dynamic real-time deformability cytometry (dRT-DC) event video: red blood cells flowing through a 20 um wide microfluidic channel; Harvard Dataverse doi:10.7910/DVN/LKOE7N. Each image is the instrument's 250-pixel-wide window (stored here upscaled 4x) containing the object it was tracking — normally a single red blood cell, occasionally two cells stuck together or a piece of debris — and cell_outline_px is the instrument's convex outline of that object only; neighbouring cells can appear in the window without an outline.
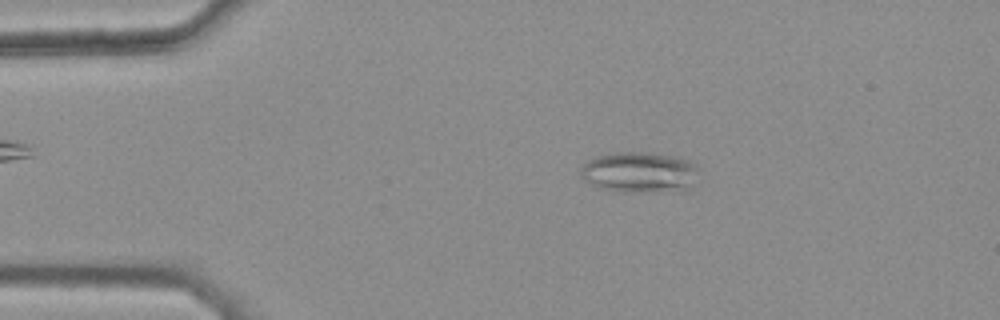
{"species": "common noctule bat (a hibernating species)", "species_latin": "Nyctalus noctula", "temperature_condition": "warm", "stored_images_in_passage": 45, "camera_frame_rate_fps": 3000, "um_per_image_px": 0.085, "animal": {"sex": "female", "body_mass_g": 25.1}, "frame": {"image": 1, "passage_image": 9, "time_ms": 2.667, "image_size_px": [1000, 320], "cell_outline_px": [[696, 168], [692, 184], [684, 192], [620, 192], [600, 188], [588, 184], [580, 176], [580, 168], [588, 160], [596, 156], [612, 152], [644, 152], [680, 156], [696, 164]], "centroid_in_image_um": [54.32, 14.65], "position_along_channel_um": 30.7, "area_um2": 28.61}}
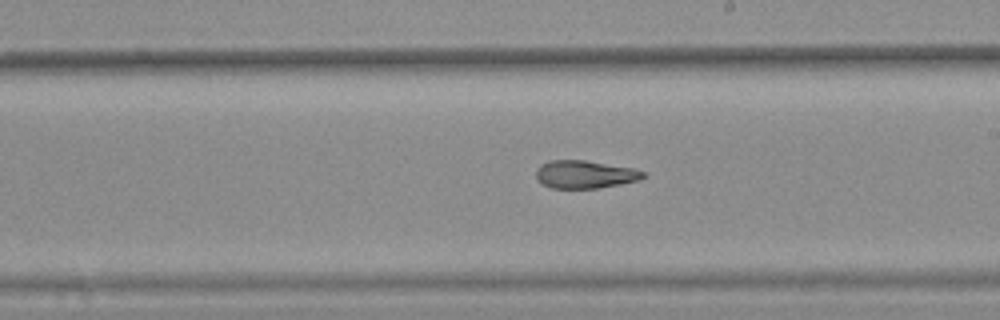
{"frame": {"image": 2, "passage_image": 29, "time_ms": 9.333, "image_size_px": [1000, 320], "cell_outline_px": [[648, 176], [640, 180], [620, 184], [596, 188], [552, 188], [536, 180], [536, 168], [540, 164], [548, 160], [584, 160], [636, 168], [648, 172]], "centroid_in_image_um": [49.76, 14.81], "position_along_channel_um": 239.2, "area_um2": 17.74}}
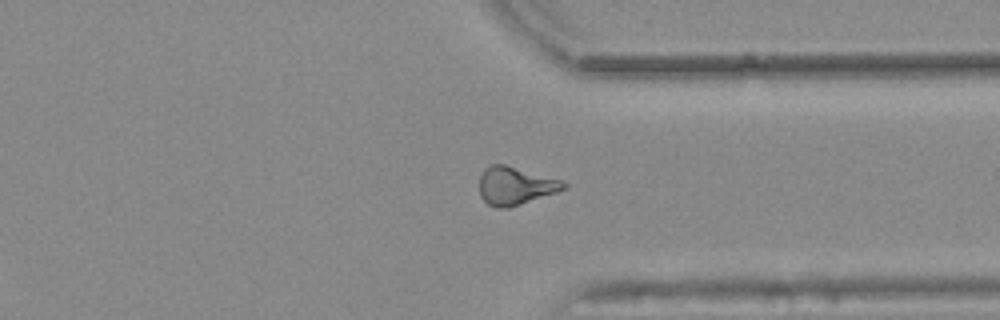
{"frame": {"image": 3, "passage_image": 39, "time_ms": 12.667, "image_size_px": [1000, 320], "cell_outline_px": [[568, 184], [564, 188], [556, 192], [508, 208], [496, 208], [488, 204], [480, 196], [480, 176], [484, 168], [492, 164], [504, 164], [564, 180]], "centroid_in_image_um": [43.79, 15.78], "position_along_channel_um": 367.6, "area_um2": 18.61}, "authors_computed_cell_mechanics": {"area_um2": 18.3804, "velocity_mm_per_s": 3.8644, "shape_relaxation_time_tau1_ms": null, "shape_relaxation_time_tau2_ms": 4.1276, "deformation_change_tau1": null, "deformation_change_tau2": 0.1387}}